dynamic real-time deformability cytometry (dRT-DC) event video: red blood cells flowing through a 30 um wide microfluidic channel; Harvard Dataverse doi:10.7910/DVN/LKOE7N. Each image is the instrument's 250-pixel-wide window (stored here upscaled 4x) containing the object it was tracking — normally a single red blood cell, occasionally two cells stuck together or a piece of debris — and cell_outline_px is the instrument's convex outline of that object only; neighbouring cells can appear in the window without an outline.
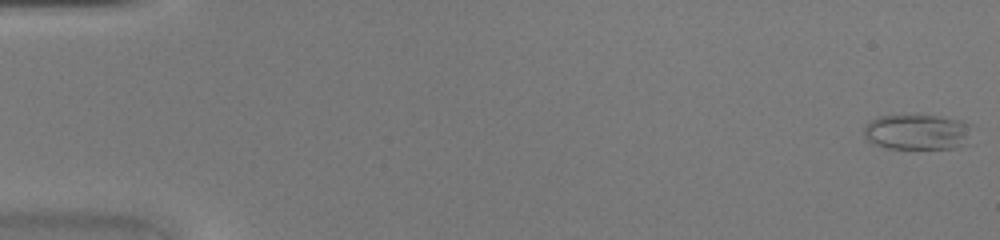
{"species": "common noctule bat (a hibernating species)", "species_latin": "Nyctalus noctula", "temperature_condition": "warm", "stored_images_in_passage": 14, "camera_frame_rate_fps": 3000, "um_per_image_px": 0.085, "animal": {"sex": "female", "body_mass_g": 20.0, "forearm_length_mm": 54.0}, "frame": {"image": 1, "passage_image": 1, "time_ms": 0.0, "image_size_px": [1000, 240], "cell_outline_px": [[972, 144], [956, 148], [884, 148], [872, 144], [864, 136], [864, 128], [876, 116], [904, 112], [916, 112], [940, 116], [960, 120], [972, 124]], "centroid_in_image_um": [78.03, 11.17], "position_along_channel_um": 7.0, "area_um2": 23.87}}